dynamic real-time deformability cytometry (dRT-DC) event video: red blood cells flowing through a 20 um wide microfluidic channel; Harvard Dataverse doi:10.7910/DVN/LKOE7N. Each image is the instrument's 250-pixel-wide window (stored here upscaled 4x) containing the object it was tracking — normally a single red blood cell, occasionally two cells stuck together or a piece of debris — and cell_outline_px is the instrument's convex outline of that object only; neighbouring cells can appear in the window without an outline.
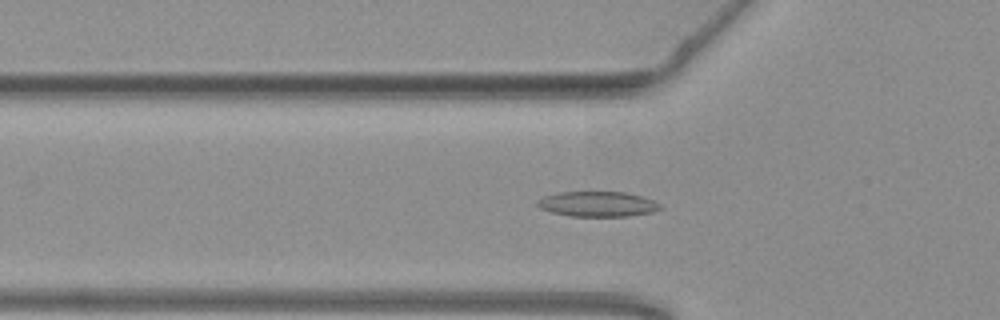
{"species": "common noctule bat (a hibernating species)", "species_latin": "Nyctalus noctula", "temperature_condition": "warm", "stored_images_in_passage": 38, "camera_frame_rate_fps": 3000, "um_per_image_px": 0.085, "animal": {"sex": "female", "body_mass_g": 19.3, "forearm_length_mm": 54.1}, "frame": {"image": 1, "passage_image": 2, "time_ms": 0.333, "image_size_px": [1000, 320], "cell_outline_px": [[664, 208], [652, 212], [628, 216], [568, 216], [552, 212], [540, 208], [536, 204], [536, 200], [544, 196], [560, 192], [624, 192], [640, 196], [652, 200], [660, 204]], "centroid_in_image_um": [50.78, 17.35], "position_along_channel_um": 75.0, "area_um2": 17.98}}
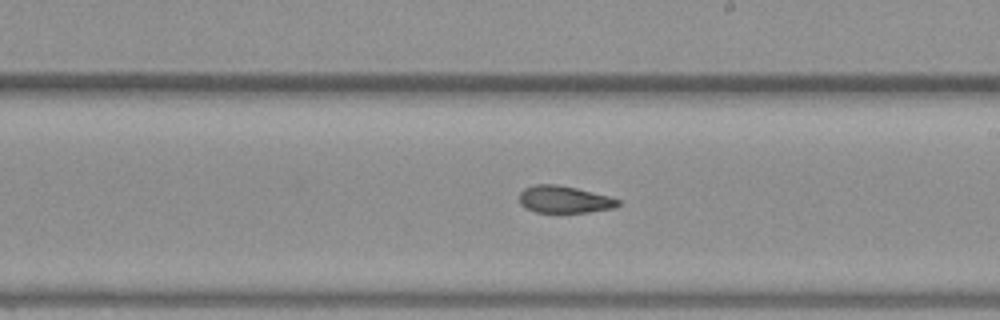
{"frame": {"image": 2, "passage_image": 15, "time_ms": 4.667, "image_size_px": [1000, 320], "cell_outline_px": [[620, 204], [612, 208], [588, 212], [536, 212], [524, 208], [520, 204], [520, 192], [524, 188], [536, 184], [556, 184], [576, 188], [608, 196], [620, 200]], "centroid_in_image_um": [47.92, 16.95], "position_along_channel_um": 241.1, "area_um2": 15.49}}
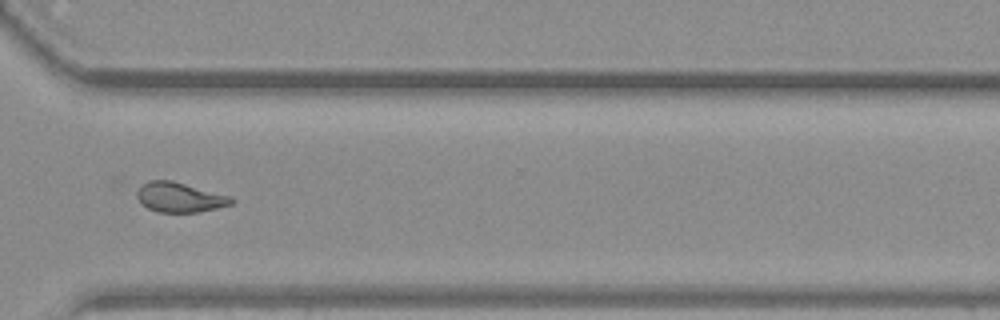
{"frame": {"image": 3, "passage_image": 24, "time_ms": 7.667, "image_size_px": [1000, 320], "cell_outline_px": [[236, 200], [232, 204], [216, 208], [196, 212], [156, 212], [140, 204], [136, 196], [136, 188], [148, 180], [172, 180], [232, 196]], "centroid_in_image_um": [15.24, 16.76], "position_along_channel_um": 355.4, "area_um2": 16.7}, "authors_computed_cell_mechanics": {"area_um2": 16.7331, "velocity_mm_per_s": 3.8091, "shape_relaxation_time_tau1_ms": null, "shape_relaxation_time_tau2_ms": 2.908, "deformation_change_tau1": null, "deformation_change_tau2": 0.1012}}